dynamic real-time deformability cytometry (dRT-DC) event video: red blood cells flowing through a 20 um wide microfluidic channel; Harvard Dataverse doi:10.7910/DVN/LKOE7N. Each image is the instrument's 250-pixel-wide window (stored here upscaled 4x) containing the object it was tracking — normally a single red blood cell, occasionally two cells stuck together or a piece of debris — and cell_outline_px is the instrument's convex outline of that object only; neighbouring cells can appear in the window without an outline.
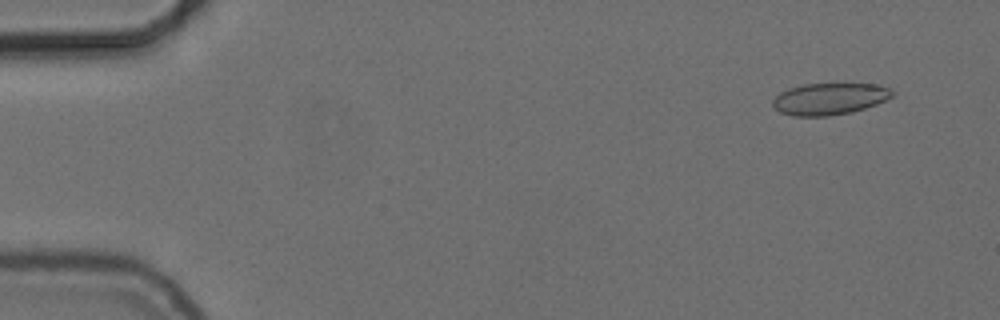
{"species": "common noctule bat (a hibernating species)", "species_latin": "Nyctalus noctula", "temperature_condition": "cold", "stored_images_in_passage": 56, "camera_frame_rate_fps": 3000, "um_per_image_px": 0.085, "animal": {"sex": "female", "body_mass_g": 24.6, "forearm_length_mm": 56.2}, "frame": {"image": 1, "passage_image": 4, "time_ms": 1.0, "image_size_px": [1000, 320], "cell_outline_px": [[896, 92], [892, 96], [876, 104], [852, 112], [828, 116], [792, 116], [780, 112], [772, 104], [772, 100], [780, 92], [788, 88], [804, 84], [880, 84], [892, 88]], "centroid_in_image_um": [70.52, 8.39], "position_along_channel_um": 14.5, "area_um2": 22.2}}
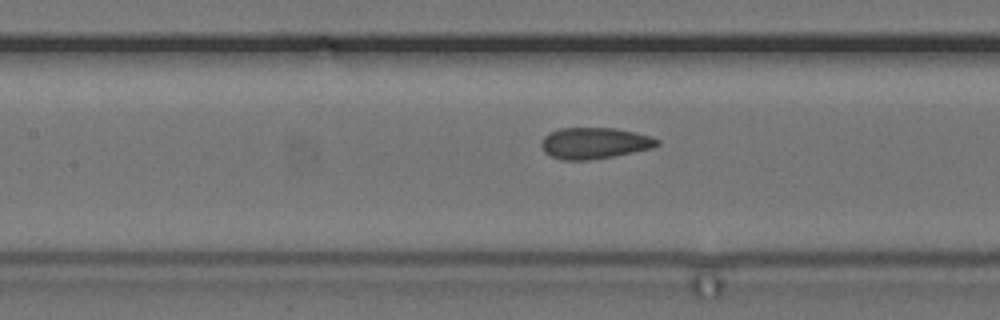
{"frame": {"image": 2, "passage_image": 25, "time_ms": 8.0, "image_size_px": [1000, 320], "cell_outline_px": [[660, 144], [652, 148], [612, 156], [588, 160], [560, 160], [544, 152], [540, 144], [544, 136], [560, 128], [616, 128], [636, 132], [660, 140]], "centroid_in_image_um": [50.52, 12.16], "position_along_channel_um": 156.9, "area_um2": 20.98}}
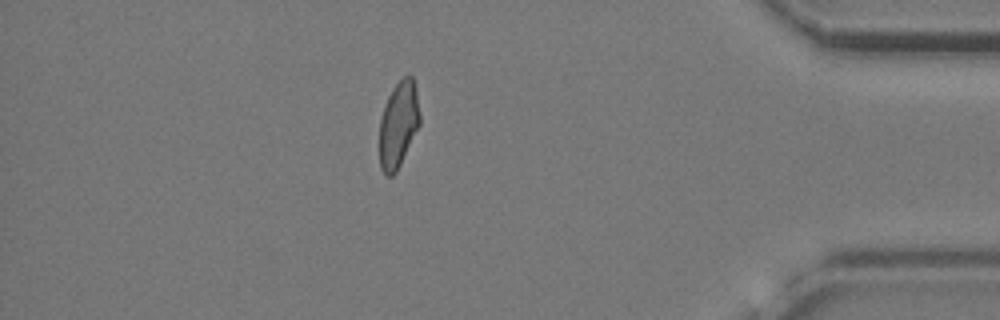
{"frame": {"image": 3, "passage_image": 48, "time_ms": 15.667, "image_size_px": [1000, 320], "cell_outline_px": [[420, 124], [396, 172], [392, 176], [388, 176], [380, 168], [380, 120], [388, 96], [392, 88], [404, 76], [412, 76], [416, 88], [420, 116]], "centroid_in_image_um": [33.87, 10.57], "position_along_channel_um": 401.3, "area_um2": 20.0}}